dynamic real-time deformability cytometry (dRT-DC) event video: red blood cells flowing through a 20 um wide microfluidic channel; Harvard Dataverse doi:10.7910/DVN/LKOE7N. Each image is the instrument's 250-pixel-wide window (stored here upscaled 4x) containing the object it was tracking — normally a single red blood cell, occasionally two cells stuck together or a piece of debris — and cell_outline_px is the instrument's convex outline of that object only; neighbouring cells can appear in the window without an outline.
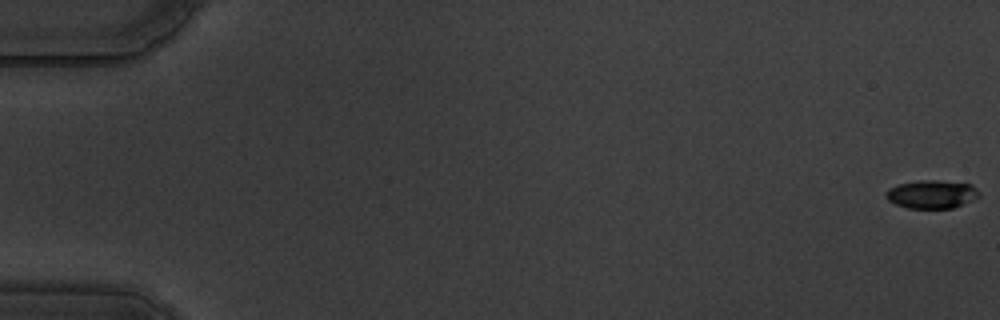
{"species": "common noctule bat (a hibernating species)", "species_latin": "Nyctalus noctula", "temperature_condition": "warm", "stored_images_in_passage": 15, "camera_frame_rate_fps": 3000, "um_per_image_px": 0.085, "animal": {"sex": "male", "body_mass_g": 19.5, "forearm_length_mm": 54.6}, "frame": {"image": 1, "passage_image": 1, "time_ms": 0.0, "image_size_px": [1000, 320], "cell_outline_px": [[980, 196], [952, 208], [908, 208], [896, 204], [888, 200], [884, 196], [884, 192], [888, 188], [900, 184], [920, 180], [936, 180], [972, 184], [980, 192]], "centroid_in_image_um": [79.17, 16.5], "position_along_channel_um": 5.8, "area_um2": 15.32}}